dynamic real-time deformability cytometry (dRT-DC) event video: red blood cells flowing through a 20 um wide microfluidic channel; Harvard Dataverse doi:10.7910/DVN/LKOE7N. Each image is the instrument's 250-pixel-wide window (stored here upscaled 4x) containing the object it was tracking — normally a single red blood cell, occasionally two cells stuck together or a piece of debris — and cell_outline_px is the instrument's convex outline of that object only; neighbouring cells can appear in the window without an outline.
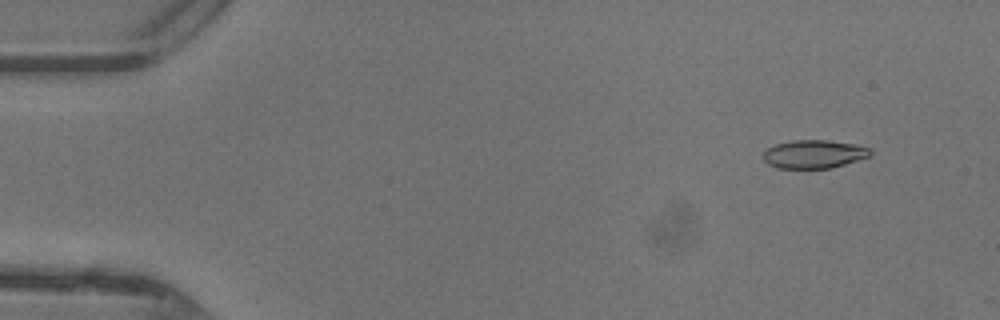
{"species": "common noctule bat (a hibernating species)", "species_latin": "Nyctalus noctula", "temperature_condition": "warm", "stored_images_in_passage": 48, "camera_frame_rate_fps": 3000, "um_per_image_px": 0.085, "animal": {"sex": "female"}, "frame": {"image": 1, "passage_image": 5, "time_ms": 1.333, "image_size_px": [1000, 320], "cell_outline_px": [[872, 156], [832, 168], [776, 168], [768, 164], [764, 160], [764, 152], [768, 148], [776, 144], [792, 140], [828, 140], [852, 144], [872, 148]], "centroid_in_image_um": [69.22, 13.1], "position_along_channel_um": 15.8, "area_um2": 17.74}}
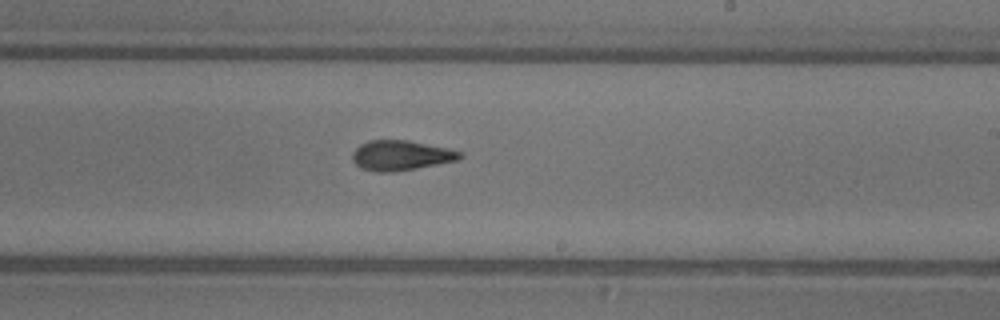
{"frame": {"image": 2, "passage_image": 29, "time_ms": 9.333, "image_size_px": [1000, 320], "cell_outline_px": [[464, 156], [460, 160], [416, 168], [392, 172], [376, 172], [360, 168], [352, 160], [352, 152], [360, 144], [368, 140], [408, 140], [448, 148], [460, 152]], "centroid_in_image_um": [34.07, 13.21], "position_along_channel_um": 254.9, "area_um2": 18.9}}
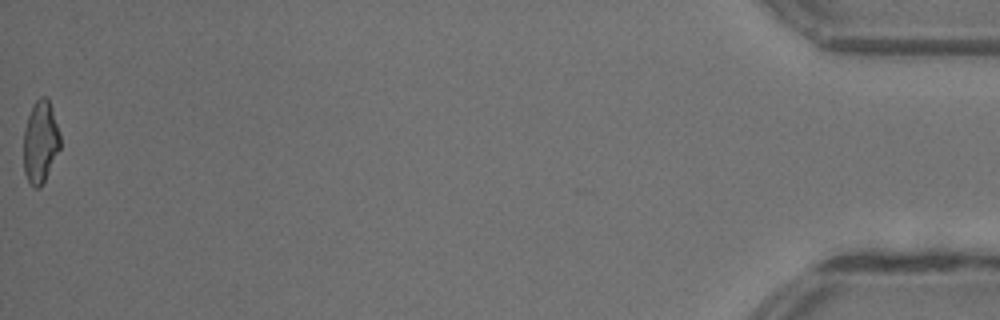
{"frame": {"image": 3, "passage_image": 48, "time_ms": 15.667, "image_size_px": [1000, 320], "cell_outline_px": [[60, 148], [40, 188], [32, 188], [24, 172], [24, 128], [32, 104], [40, 96], [48, 96], [52, 108], [60, 136]], "centroid_in_image_um": [3.42, 12.03], "position_along_channel_um": 431.8, "area_um2": 17.51}, "authors_computed_cell_mechanics": {"area_um2": 18.4093, "velocity_mm_per_s": 4.4194, "shape_relaxation_time_tau1_ms": 8.3016, "shape_relaxation_time_tau2_ms": 2.5225, "deformation_change_tau1": 0.2575, "deformation_change_tau2": 0.1134}}